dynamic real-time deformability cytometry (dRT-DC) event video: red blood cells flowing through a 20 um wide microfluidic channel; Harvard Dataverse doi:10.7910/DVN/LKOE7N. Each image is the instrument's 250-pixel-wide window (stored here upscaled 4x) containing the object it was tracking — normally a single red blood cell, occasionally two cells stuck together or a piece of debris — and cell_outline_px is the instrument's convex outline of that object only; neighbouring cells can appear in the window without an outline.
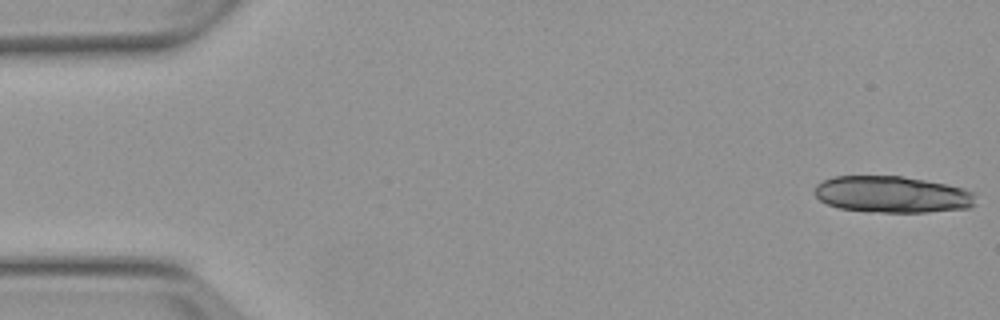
{"species": "Egyptian fruit bat (a non-hibernating species)", "species_latin": "Rousettus aegyptiacus", "temperature_condition": "warm", "stored_images_in_passage": 6, "segment_of_instrument_passage": [1, 2], "camera_frame_rate_fps": 3000, "um_per_image_px": 0.085, "animal": {"sex": "female"}, "frame": {"image": 1, "passage_image": 1, "time_ms": 0.0, "image_size_px": [1000, 320], "cell_outline_px": [[976, 204], [972, 208], [928, 212], [868, 212], [840, 208], [828, 204], [820, 200], [812, 192], [816, 184], [832, 176], [900, 176], [924, 180], [964, 188], [976, 192]], "centroid_in_image_um": [75.86, 16.53], "position_along_channel_um": 9.1, "area_um2": 34.74}}